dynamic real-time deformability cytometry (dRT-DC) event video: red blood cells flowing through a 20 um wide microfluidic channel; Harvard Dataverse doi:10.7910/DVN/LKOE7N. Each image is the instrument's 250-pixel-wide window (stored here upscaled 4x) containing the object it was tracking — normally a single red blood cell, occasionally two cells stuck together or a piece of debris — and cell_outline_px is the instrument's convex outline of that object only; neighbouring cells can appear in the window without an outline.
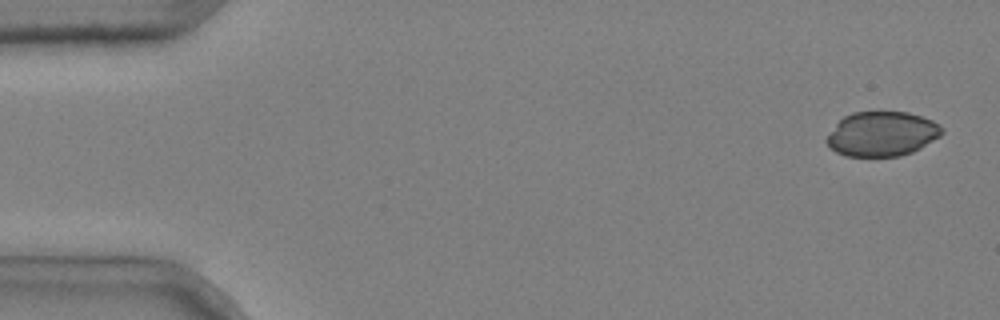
{"species": "common noctule bat (a hibernating species)", "species_latin": "Nyctalus noctula", "temperature_condition": "cold", "stored_images_in_passage": 6, "camera_frame_rate_fps": 3000, "um_per_image_px": 0.085, "animal": {"sex": "male", "body_mass_g": 20.4}, "frame": {"image": 1, "passage_image": 1, "time_ms": 0.0, "image_size_px": [1000, 320], "cell_outline_px": [[944, 132], [940, 136], [920, 148], [912, 152], [900, 156], [844, 156], [836, 152], [824, 140], [836, 124], [844, 116], [852, 112], [908, 112], [932, 120], [940, 124], [944, 128]], "centroid_in_image_um": [74.98, 11.38], "position_along_channel_um": 10.0, "area_um2": 30.0}}